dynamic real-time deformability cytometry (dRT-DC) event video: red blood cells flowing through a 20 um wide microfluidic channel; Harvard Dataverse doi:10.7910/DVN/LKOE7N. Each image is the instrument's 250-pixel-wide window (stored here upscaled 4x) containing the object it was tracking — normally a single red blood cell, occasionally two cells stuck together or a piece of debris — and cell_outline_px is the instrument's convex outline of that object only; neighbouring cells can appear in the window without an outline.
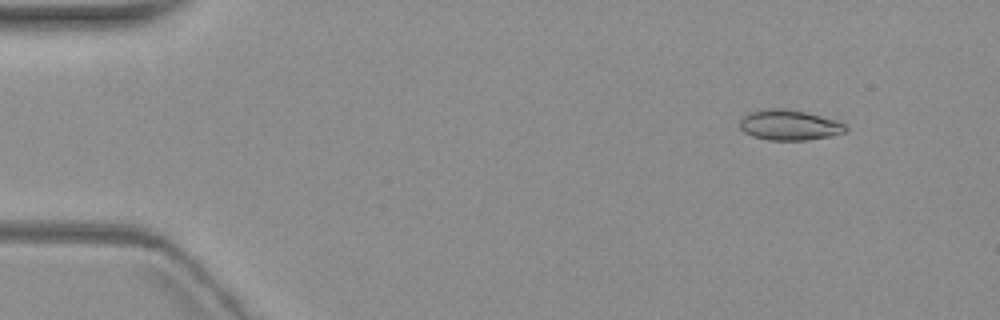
{"species": "common noctule bat (a hibernating species)", "species_latin": "Nyctalus noctula", "temperature_condition": "warm", "stored_images_in_passage": 6, "camera_frame_rate_fps": 3000, "um_per_image_px": 0.085, "animal": {"sex": "female", "body_mass_g": 19.3, "forearm_length_mm": 54.1}, "frame": {"image": 1, "passage_image": 2, "time_ms": 1.333, "image_size_px": [1000, 320], "cell_outline_px": [[848, 132], [808, 140], [768, 140], [752, 136], [744, 132], [740, 128], [740, 120], [748, 112], [768, 108], [784, 108], [804, 112], [836, 120], [844, 124], [848, 128]], "centroid_in_image_um": [67.08, 10.63], "position_along_channel_um": 17.9, "area_um2": 18.73}}
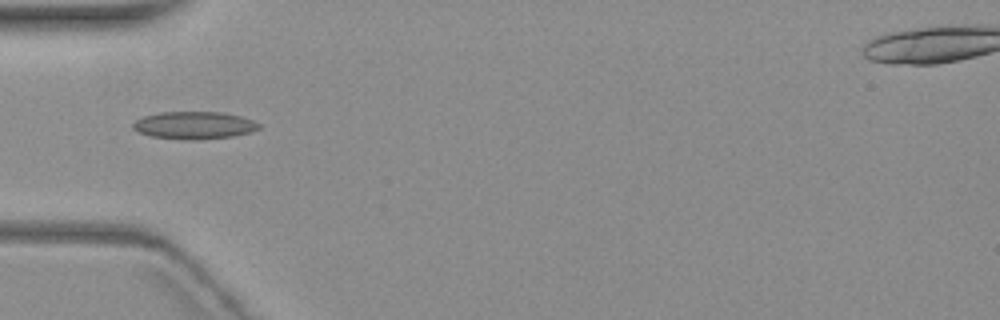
{"frame": {"image": 2, "passage_image": 5, "time_ms": 5.667, "image_size_px": [1000, 320], "cell_outline_px": [[260, 128], [252, 132], [232, 136], [200, 140], [180, 140], [152, 136], [136, 132], [132, 128], [132, 124], [136, 120], [144, 116], [160, 112], [224, 112], [240, 116], [252, 120], [260, 124]], "centroid_in_image_um": [16.49, 10.66], "position_along_channel_um": 68.5, "area_um2": 20.4}}
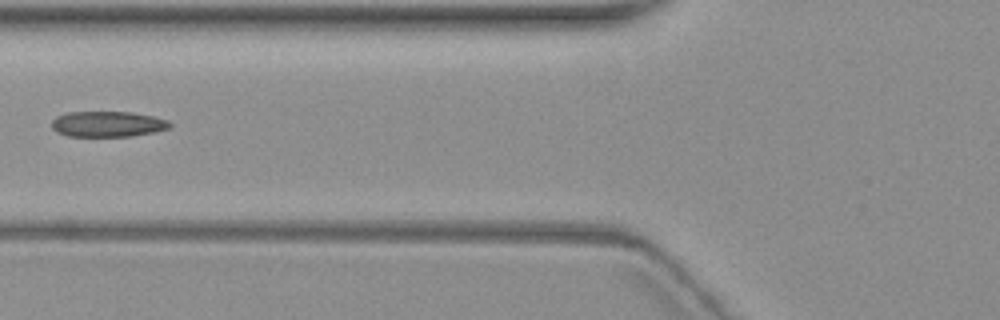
{"frame": {"image": 3, "passage_image": 6, "time_ms": 7.0, "image_size_px": [1000, 320], "cell_outline_px": [[172, 128], [156, 132], [132, 136], [68, 136], [56, 132], [52, 128], [52, 120], [56, 116], [68, 112], [132, 112], [152, 116], [168, 120], [172, 124]], "centroid_in_image_um": [9.18, 10.55], "position_along_channel_um": 116.6, "area_um2": 17.8}}